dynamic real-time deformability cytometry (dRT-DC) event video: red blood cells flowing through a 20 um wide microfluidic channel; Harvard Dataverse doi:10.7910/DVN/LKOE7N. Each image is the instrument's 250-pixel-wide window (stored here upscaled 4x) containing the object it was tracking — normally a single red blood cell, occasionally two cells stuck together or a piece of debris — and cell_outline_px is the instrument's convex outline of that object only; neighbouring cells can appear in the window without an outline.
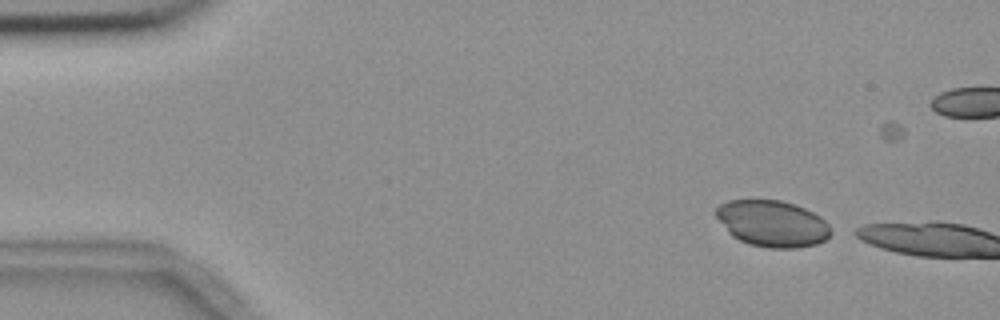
{"species": "common noctule bat (a hibernating species)", "species_latin": "Nyctalus noctula", "temperature_condition": "room temperature", "stored_images_in_passage": 6, "camera_frame_rate_fps": 3000, "um_per_image_px": 0.085, "animal": {"sex": "female", "body_mass_g": 18.4}, "frame": {"image": 1, "passage_image": 4, "time_ms": 1.0, "image_size_px": [1000, 320], "cell_outline_px": [[836, 232], [824, 240], [816, 244], [796, 248], [768, 248], [748, 244], [732, 236], [728, 232], [712, 212], [720, 204], [728, 200], [780, 200], [796, 204], [820, 216]], "centroid_in_image_um": [65.65, 19.0], "position_along_channel_um": 19.3, "area_um2": 31.39}}